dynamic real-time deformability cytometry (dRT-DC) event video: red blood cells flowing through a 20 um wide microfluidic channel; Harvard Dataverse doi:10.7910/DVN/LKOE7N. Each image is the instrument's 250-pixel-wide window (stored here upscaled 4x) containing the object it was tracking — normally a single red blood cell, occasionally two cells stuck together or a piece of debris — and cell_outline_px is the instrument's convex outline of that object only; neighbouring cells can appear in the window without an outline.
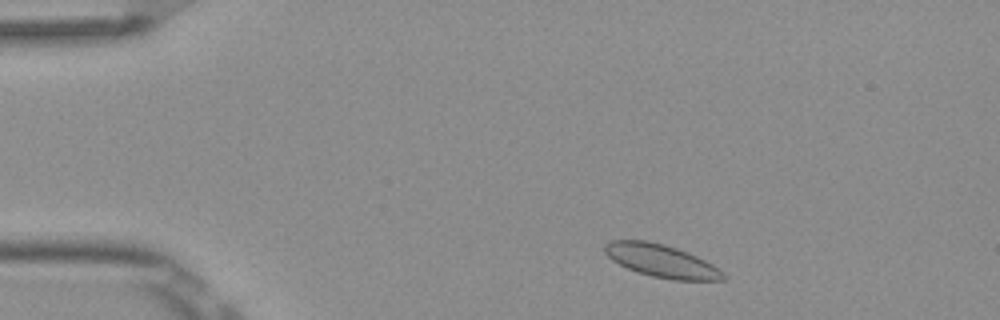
{"species": "Egyptian fruit bat (a non-hibernating species)", "species_latin": "Rousettus aegyptiacus", "temperature_condition": "room temperature", "stored_images_in_passage": 4, "camera_frame_rate_fps": 3000, "um_per_image_px": 0.085, "frame": {"image": 1, "passage_image": 1, "time_ms": 0.0, "image_size_px": [1000, 320], "cell_outline_px": [[728, 276], [724, 280], [672, 280], [652, 276], [636, 272], [612, 260], [604, 252], [604, 244], [612, 240], [644, 240], [664, 244], [688, 252], [712, 264], [724, 272]], "centroid_in_image_um": [56.23, 22.18], "position_along_channel_um": 28.8, "area_um2": 22.66}}
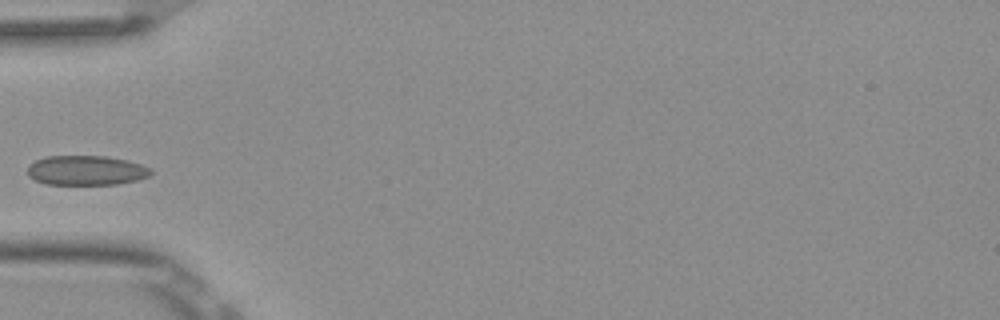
{"frame": {"image": 2, "passage_image": 3, "time_ms": 0.667, "image_size_px": [1000, 320], "cell_outline_px": [[152, 172], [148, 176], [136, 180], [116, 184], [44, 184], [28, 176], [28, 164], [36, 160], [48, 156], [108, 156], [128, 160], [152, 168]], "centroid_in_image_um": [7.32, 14.47], "position_along_channel_um": 77.7, "area_um2": 21.33}}
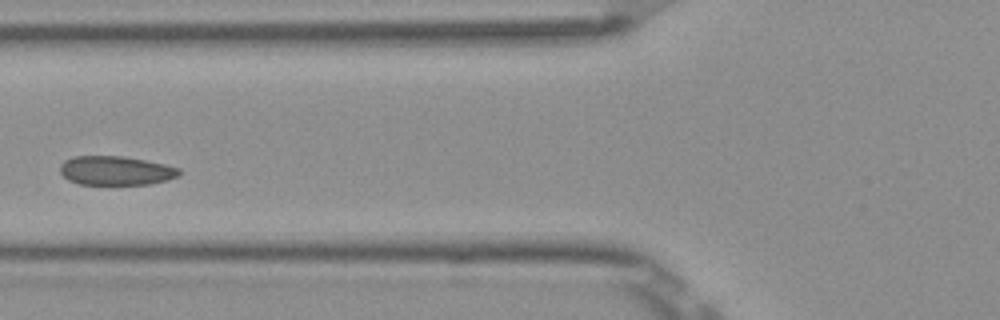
{"frame": {"image": 3, "passage_image": 4, "time_ms": 1.0, "image_size_px": [1000, 320], "cell_outline_px": [[180, 176], [168, 180], [148, 184], [80, 184], [68, 180], [60, 172], [60, 164], [64, 160], [72, 156], [124, 156], [164, 164], [180, 168]], "centroid_in_image_um": [9.84, 14.5], "position_along_channel_um": 116.0, "area_um2": 20.23}}